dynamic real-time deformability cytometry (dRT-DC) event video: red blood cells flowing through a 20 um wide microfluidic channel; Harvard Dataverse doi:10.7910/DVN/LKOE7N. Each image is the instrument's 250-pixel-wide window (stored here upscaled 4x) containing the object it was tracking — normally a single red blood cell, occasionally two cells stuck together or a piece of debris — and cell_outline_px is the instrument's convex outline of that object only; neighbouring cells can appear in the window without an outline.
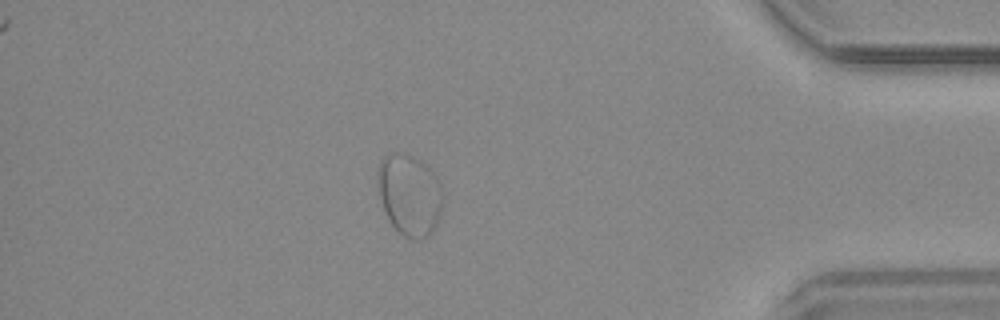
{"species": "common noctule bat (a hibernating species)", "species_latin": "Nyctalus noctula", "temperature_condition": "warm", "stored_images_in_passage": 28, "camera_frame_rate_fps": 3000, "um_per_image_px": 0.085, "animal": {"sex": "male", "body_mass_g": 20.4}, "frame": {"image": 1, "passage_image": 24, "time_ms": 7.667, "image_size_px": [1000, 320], "cell_outline_px": [[444, 204], [440, 216], [432, 232], [428, 236], [420, 240], [412, 240], [404, 236], [388, 220], [380, 200], [376, 180], [376, 168], [380, 160], [384, 156], [392, 152], [396, 152], [412, 156], [428, 164], [436, 176], [444, 192]], "centroid_in_image_um": [34.81, 16.54], "position_along_channel_um": 400.4, "area_um2": 31.79}}